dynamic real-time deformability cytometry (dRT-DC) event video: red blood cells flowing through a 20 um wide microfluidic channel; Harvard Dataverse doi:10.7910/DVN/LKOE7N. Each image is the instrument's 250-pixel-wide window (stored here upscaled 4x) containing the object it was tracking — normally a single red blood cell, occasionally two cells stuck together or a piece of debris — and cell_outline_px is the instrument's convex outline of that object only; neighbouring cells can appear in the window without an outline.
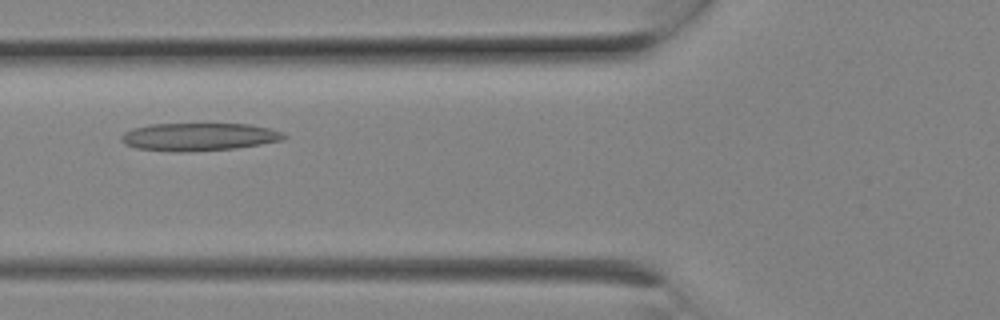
{"species": "Egyptian fruit bat (a non-hibernating species)", "species_latin": "Rousettus aegyptiacus", "temperature_condition": "room temperature", "stored_images_in_passage": 9, "camera_frame_rate_fps": 3000, "um_per_image_px": 0.085, "animal": {"sex": "female"}, "frame": {"image": 1, "passage_image": 7, "time_ms": 2.0, "image_size_px": [1000, 320], "cell_outline_px": [[288, 136], [284, 140], [236, 148], [188, 152], [172, 152], [136, 148], [124, 144], [120, 140], [120, 136], [124, 132], [132, 128], [148, 124], [248, 124], [268, 128], [284, 132]], "centroid_in_image_um": [16.88, 11.63], "position_along_channel_um": 108.9, "area_um2": 26.65}}
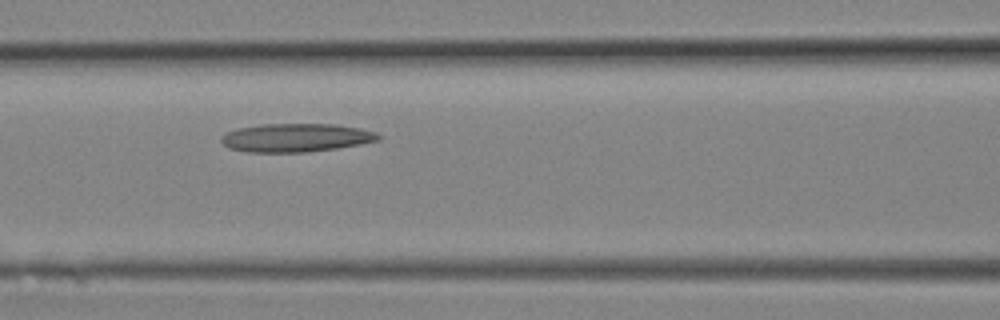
{"frame": {"image": 2, "passage_image": 8, "time_ms": 2.333, "image_size_px": [1000, 320], "cell_outline_px": [[380, 140], [360, 144], [336, 148], [308, 152], [248, 152], [228, 148], [220, 140], [220, 136], [228, 132], [240, 128], [260, 124], [336, 124], [360, 128], [376, 132], [380, 136]], "centroid_in_image_um": [25.16, 11.7], "position_along_channel_um": 141.4, "area_um2": 26.01}}
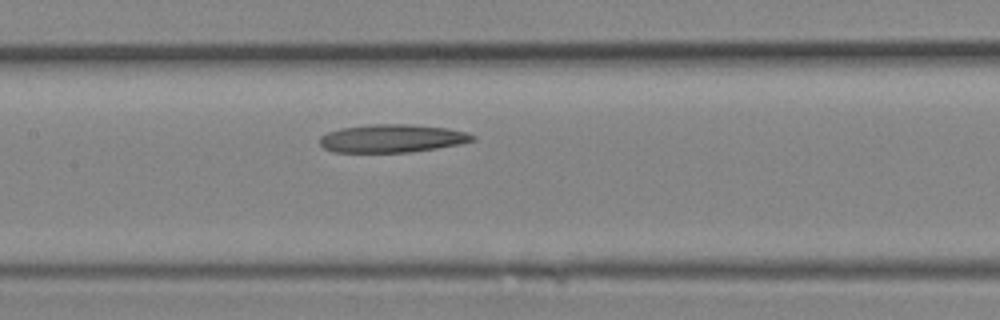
{"frame": {"image": 3, "passage_image": 9, "time_ms": 2.667, "image_size_px": [1000, 320], "cell_outline_px": [[476, 140], [460, 144], [436, 148], [408, 152], [332, 152], [324, 148], [320, 144], [320, 136], [328, 132], [344, 128], [372, 124], [408, 124], [444, 128], [468, 132], [476, 136]], "centroid_in_image_um": [33.34, 11.77], "position_along_channel_um": 174.1, "area_um2": 24.85}}